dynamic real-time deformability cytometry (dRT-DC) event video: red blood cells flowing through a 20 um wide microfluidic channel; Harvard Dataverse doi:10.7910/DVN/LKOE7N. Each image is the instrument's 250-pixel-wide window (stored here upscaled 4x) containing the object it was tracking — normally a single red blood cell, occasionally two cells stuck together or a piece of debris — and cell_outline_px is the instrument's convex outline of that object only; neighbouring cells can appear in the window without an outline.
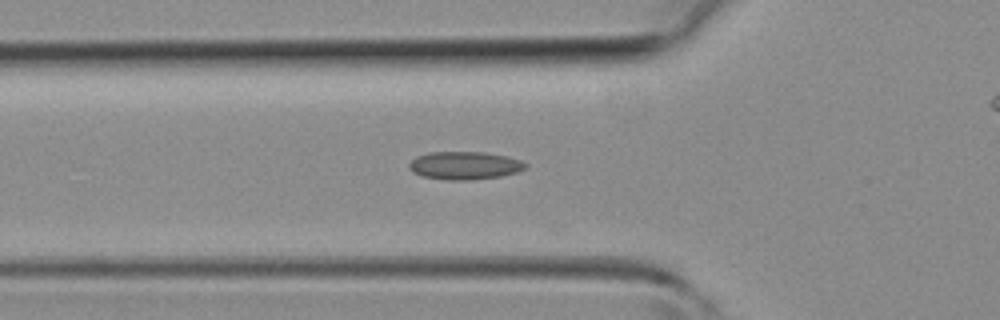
{"species": "common noctule bat (a hibernating species)", "species_latin": "Nyctalus noctula", "temperature_condition": "room temperature", "stored_images_in_passage": 40, "camera_frame_rate_fps": 3000, "um_per_image_px": 0.085, "animal": {"sex": "female", "body_mass_g": 19.3, "forearm_length_mm": 54.1}, "frame": {"image": 1, "passage_image": 14, "time_ms": 4.333, "image_size_px": [1000, 320], "cell_outline_px": [[528, 168], [516, 172], [500, 176], [472, 180], [448, 180], [424, 176], [412, 172], [408, 168], [408, 164], [416, 156], [428, 152], [484, 152], [508, 156], [520, 160], [528, 164]], "centroid_in_image_um": [39.5, 14.06], "position_along_channel_um": 86.3, "area_um2": 19.07}}
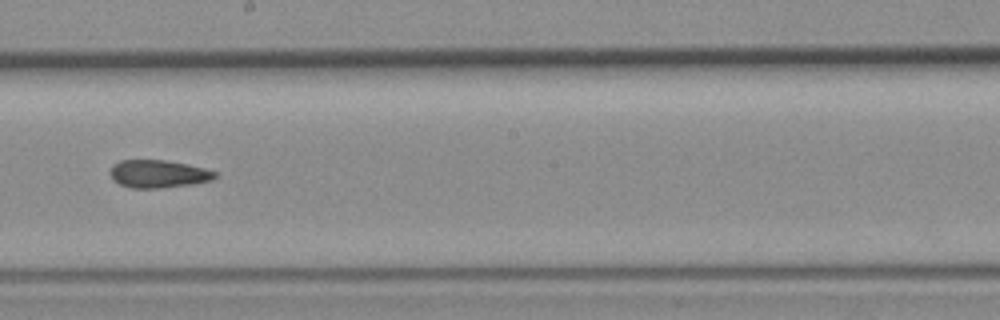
{"frame": {"image": 2, "passage_image": 23, "time_ms": 7.333, "image_size_px": [1000, 320], "cell_outline_px": [[216, 176], [212, 180], [192, 184], [160, 188], [132, 188], [120, 184], [112, 180], [108, 172], [112, 164], [120, 160], [164, 160], [188, 164], [204, 168], [216, 172]], "centroid_in_image_um": [13.4, 14.77], "position_along_channel_um": 234.8, "area_um2": 17.11}}
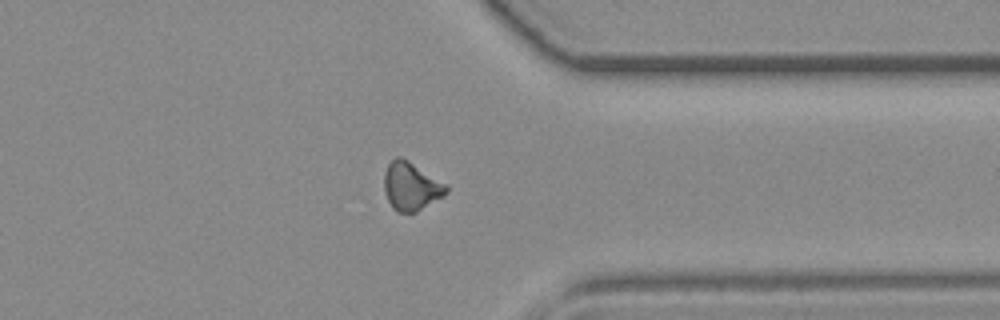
{"frame": {"image": 3, "passage_image": 32, "time_ms": 10.333, "image_size_px": [1000, 320], "cell_outline_px": [[448, 192], [444, 196], [416, 212], [396, 212], [392, 208], [388, 200], [384, 188], [384, 172], [388, 164], [396, 156], [400, 156], [408, 160], [448, 184]], "centroid_in_image_um": [34.96, 15.83], "position_along_channel_um": 376.4, "area_um2": 17.63}}